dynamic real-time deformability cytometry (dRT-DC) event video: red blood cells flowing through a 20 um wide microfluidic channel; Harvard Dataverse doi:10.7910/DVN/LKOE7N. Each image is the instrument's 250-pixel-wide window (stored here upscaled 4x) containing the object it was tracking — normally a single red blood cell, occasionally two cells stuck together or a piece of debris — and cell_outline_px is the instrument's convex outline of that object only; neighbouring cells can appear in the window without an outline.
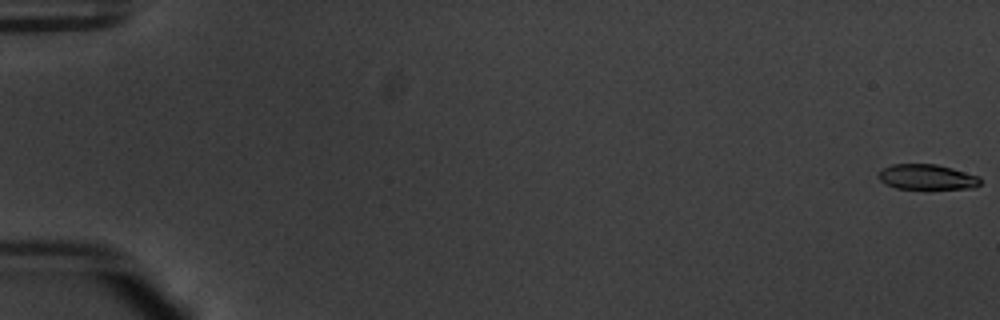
{"species": "common noctule bat (a hibernating species)", "species_latin": "Nyctalus noctula", "temperature_condition": "warm", "stored_images_in_passage": 55, "camera_frame_rate_fps": 3000, "um_per_image_px": 0.085, "animal": {"sex": "male", "body_mass_g": 20.1, "forearm_length_mm": 53.5}, "frame": {"image": 1, "passage_image": 1, "time_ms": 0.0, "image_size_px": [1000, 320], "cell_outline_px": [[980, 184], [972, 188], [896, 188], [884, 184], [880, 180], [880, 172], [884, 168], [892, 164], [936, 164], [952, 168], [980, 176]], "centroid_in_image_um": [78.81, 15.04], "position_along_channel_um": 6.2, "area_um2": 14.74}}
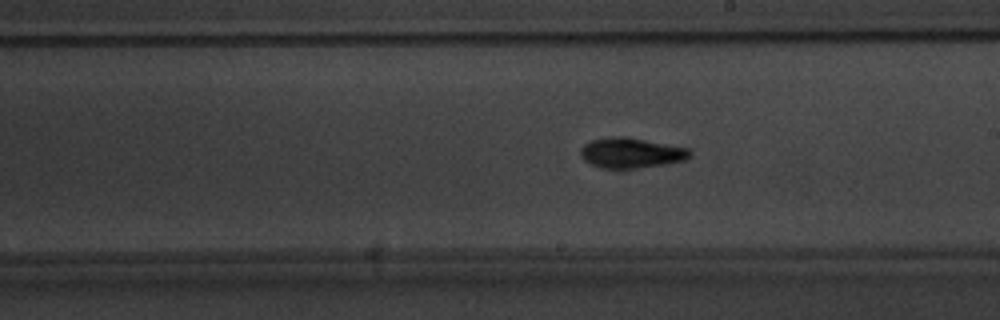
{"frame": {"image": 2, "passage_image": 33, "time_ms": 10.667, "image_size_px": [1000, 320], "cell_outline_px": [[692, 156], [684, 160], [664, 164], [632, 168], [604, 168], [592, 164], [584, 160], [580, 156], [580, 148], [584, 144], [592, 140], [608, 136], [624, 136], [688, 148], [692, 152]], "centroid_in_image_um": [53.62, 12.98], "position_along_channel_um": 235.4, "area_um2": 19.13}}
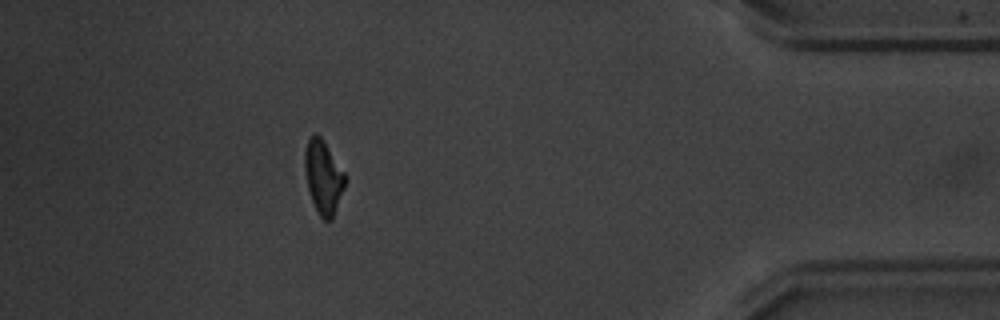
{"frame": {"image": 3, "passage_image": 50, "time_ms": 16.333, "image_size_px": [1000, 320], "cell_outline_px": [[344, 188], [332, 220], [324, 220], [320, 216], [312, 200], [308, 188], [304, 168], [304, 152], [308, 140], [316, 132], [324, 140], [344, 172]], "centroid_in_image_um": [27.47, 15.03], "position_along_channel_um": 407.7, "area_um2": 16.99}, "authors_computed_cell_mechanics": {"area_um2": 17.2822, "velocity_mm_per_s": 3.7972, "shape_relaxation_time_tau1_ms": 3.2186, "shape_relaxation_time_tau2_ms": 7.4608, "deformation_change_tau1": 0.174, "deformation_change_tau2": 0.1787}}